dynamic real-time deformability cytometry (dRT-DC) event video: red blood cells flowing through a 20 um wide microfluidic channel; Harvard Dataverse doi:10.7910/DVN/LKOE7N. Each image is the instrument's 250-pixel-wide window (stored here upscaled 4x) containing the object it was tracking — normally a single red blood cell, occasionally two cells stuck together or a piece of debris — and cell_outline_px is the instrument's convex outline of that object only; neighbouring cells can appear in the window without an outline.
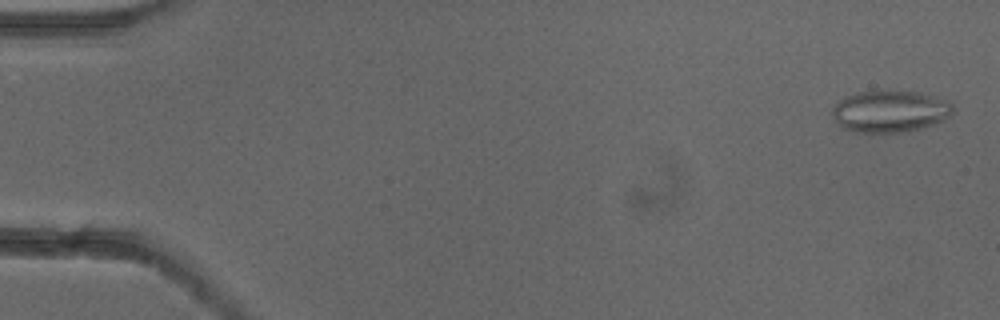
{"species": "common noctule bat (a hibernating species)", "species_latin": "Nyctalus noctula", "temperature_condition": "cold", "stored_images_in_passage": 53, "camera_frame_rate_fps": 3000, "um_per_image_px": 0.085, "animal": {"sex": "female"}, "frame": {"image": 1, "passage_image": 2, "time_ms": 0.333, "image_size_px": [1000, 320], "cell_outline_px": [[952, 112], [948, 116], [932, 124], [920, 128], [900, 132], [856, 132], [844, 128], [836, 120], [832, 112], [832, 108], [844, 96], [860, 92], [916, 92], [948, 100], [952, 104]], "centroid_in_image_um": [75.63, 9.47], "position_along_channel_um": 9.4, "area_um2": 28.55}}
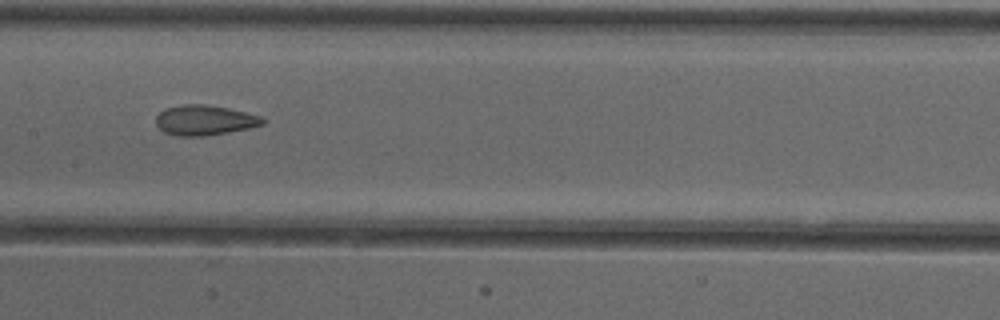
{"frame": {"image": 2, "passage_image": 27, "time_ms": 8.667, "image_size_px": [1000, 320], "cell_outline_px": [[264, 124], [248, 128], [228, 132], [204, 136], [176, 136], [164, 132], [156, 124], [156, 116], [164, 108], [184, 104], [204, 104], [228, 108], [260, 116], [264, 120]], "centroid_in_image_um": [17.35, 10.21], "position_along_channel_um": 190.0, "area_um2": 18.61}}
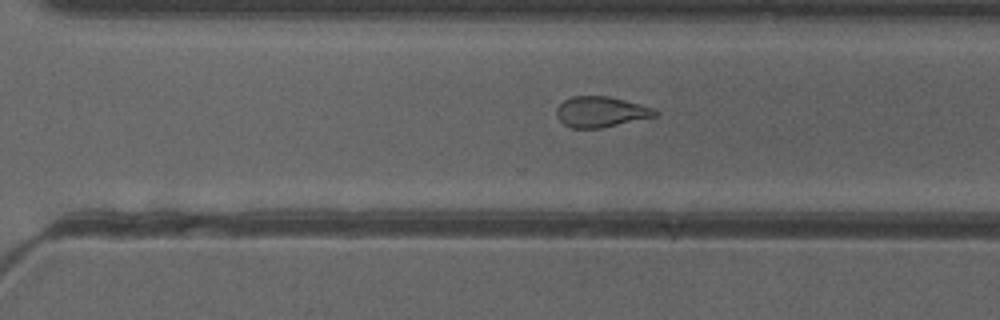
{"frame": {"image": 3, "passage_image": 37, "time_ms": 12.0, "image_size_px": [1000, 320], "cell_outline_px": [[660, 112], [656, 116], [604, 128], [572, 128], [564, 124], [556, 116], [556, 108], [564, 100], [572, 96], [608, 96], [656, 108]], "centroid_in_image_um": [51.1, 9.51], "position_along_channel_um": 319.5, "area_um2": 17.74}, "authors_computed_cell_mechanics": {"area_um2": 20.4034, "velocity_mm_per_s": 3.9131, "shape_relaxation_time_tau1_ms": null, "shape_relaxation_time_tau2_ms": 1.9823, "deformation_change_tau1": null, "deformation_change_tau2": 0.0908}}